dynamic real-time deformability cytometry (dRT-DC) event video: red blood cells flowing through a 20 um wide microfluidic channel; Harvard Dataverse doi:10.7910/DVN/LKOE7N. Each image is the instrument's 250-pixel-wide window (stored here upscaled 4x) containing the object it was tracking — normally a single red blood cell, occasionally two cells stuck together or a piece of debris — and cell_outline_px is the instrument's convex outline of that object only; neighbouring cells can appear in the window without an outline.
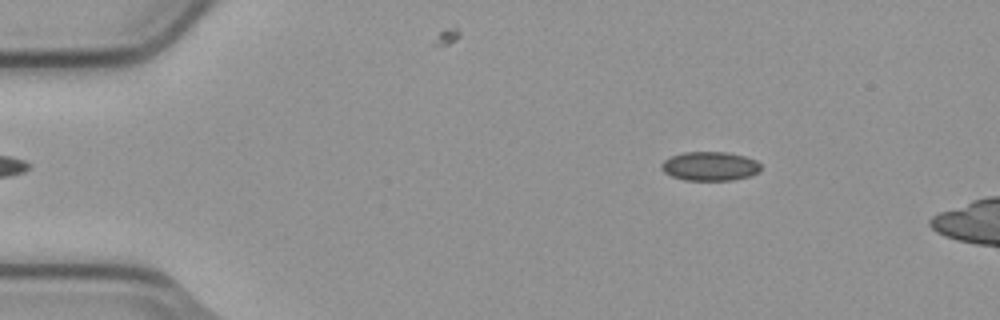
{"species": "common noctule bat (a hibernating species)", "species_latin": "Nyctalus noctula", "temperature_condition": "cold", "stored_images_in_passage": 4, "camera_frame_rate_fps": 3000, "um_per_image_px": 0.085, "animal": {"sex": "male", "body_mass_g": 23.1, "forearm_length_mm": 52.7}, "frame": {"image": 1, "passage_image": 2, "time_ms": 0.333, "image_size_px": [1000, 320], "cell_outline_px": [[760, 172], [748, 176], [732, 180], [684, 180], [672, 176], [664, 172], [660, 168], [660, 164], [664, 160], [672, 156], [684, 152], [728, 152], [744, 156], [756, 160], [760, 164]], "centroid_in_image_um": [60.33, 14.12], "position_along_channel_um": 24.7, "area_um2": 16.82}}